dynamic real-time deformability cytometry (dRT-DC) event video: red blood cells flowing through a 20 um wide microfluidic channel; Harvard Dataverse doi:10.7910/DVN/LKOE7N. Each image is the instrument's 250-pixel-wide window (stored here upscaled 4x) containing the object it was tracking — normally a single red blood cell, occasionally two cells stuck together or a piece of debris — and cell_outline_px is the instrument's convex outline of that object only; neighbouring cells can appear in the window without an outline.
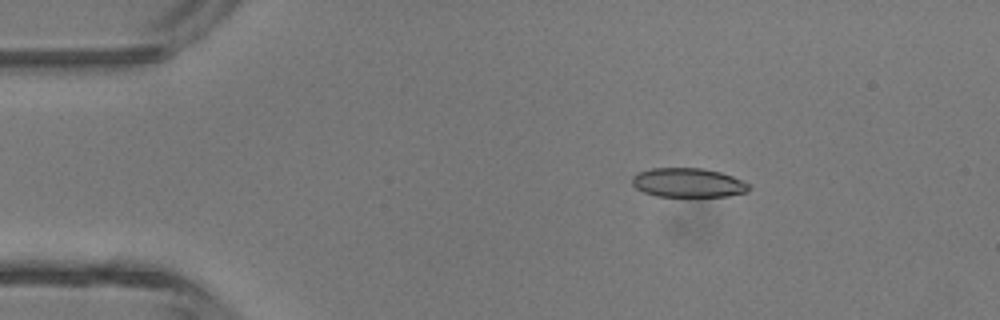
{"species": "common noctule bat (a hibernating species)", "species_latin": "Nyctalus noctula", "temperature_condition": "room temperature", "stored_images_in_passage": 5, "camera_frame_rate_fps": 3000, "um_per_image_px": 0.085, "animal": {"sex": "male", "body_mass_g": 13.3}, "frame": {"image": 1, "passage_image": 3, "time_ms": 0.667, "image_size_px": [1000, 320], "cell_outline_px": [[752, 188], [748, 192], [728, 196], [656, 196], [644, 192], [636, 188], [632, 184], [632, 176], [640, 172], [652, 168], [704, 168], [720, 172], [732, 176], [748, 184]], "centroid_in_image_um": [58.5, 15.53], "position_along_channel_um": 26.5, "area_um2": 19.83}}
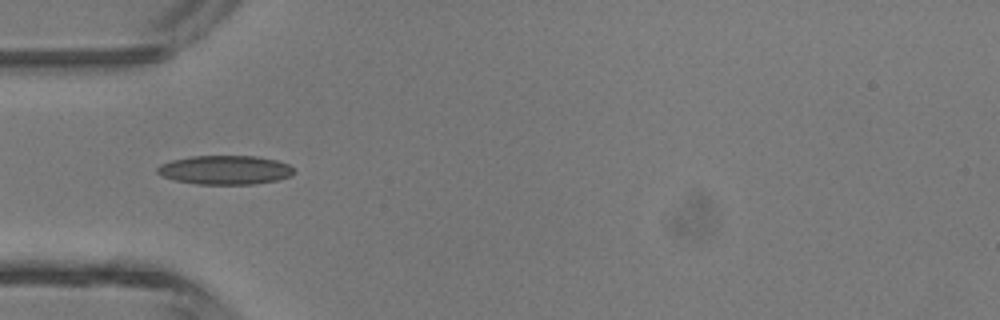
{"frame": {"image": 2, "passage_image": 5, "time_ms": 1.333, "image_size_px": [1000, 320], "cell_outline_px": [[296, 172], [292, 176], [276, 180], [252, 184], [196, 184], [176, 180], [160, 176], [156, 172], [156, 168], [160, 164], [172, 160], [192, 156], [256, 156], [276, 160], [288, 164]], "centroid_in_image_um": [19.12, 14.44], "position_along_channel_um": 65.9, "area_um2": 23.12}}